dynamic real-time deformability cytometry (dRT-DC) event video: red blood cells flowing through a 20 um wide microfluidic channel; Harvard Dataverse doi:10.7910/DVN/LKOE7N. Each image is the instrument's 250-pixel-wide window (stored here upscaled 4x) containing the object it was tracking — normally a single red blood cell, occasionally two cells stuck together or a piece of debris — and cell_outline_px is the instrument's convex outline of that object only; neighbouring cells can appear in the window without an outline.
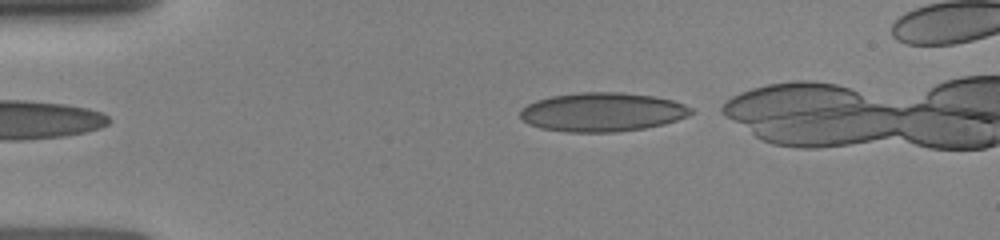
{"species": "human", "species_latin": "Homo sapiens", "temperature_condition": "room temperature", "stored_images_in_passage": 5, "segment_of_instrument_passage": [2, 2], "camera_frame_rate_fps": 3000, "um_per_image_px": 0.085, "donor": {"sex": "female"}, "frame": {"image": 1, "passage_image": 5, "time_ms": 4.0, "image_size_px": [1000, 240], "cell_outline_px": [[696, 112], [688, 116], [664, 124], [644, 128], [616, 132], [568, 132], [540, 128], [528, 124], [520, 116], [520, 108], [536, 100], [552, 96], [580, 92], [620, 92], [656, 96], [672, 100], [684, 104], [692, 108]], "centroid_in_image_um": [51.21, 9.52], "position_along_channel_um": 33.8, "area_um2": 38.96}}